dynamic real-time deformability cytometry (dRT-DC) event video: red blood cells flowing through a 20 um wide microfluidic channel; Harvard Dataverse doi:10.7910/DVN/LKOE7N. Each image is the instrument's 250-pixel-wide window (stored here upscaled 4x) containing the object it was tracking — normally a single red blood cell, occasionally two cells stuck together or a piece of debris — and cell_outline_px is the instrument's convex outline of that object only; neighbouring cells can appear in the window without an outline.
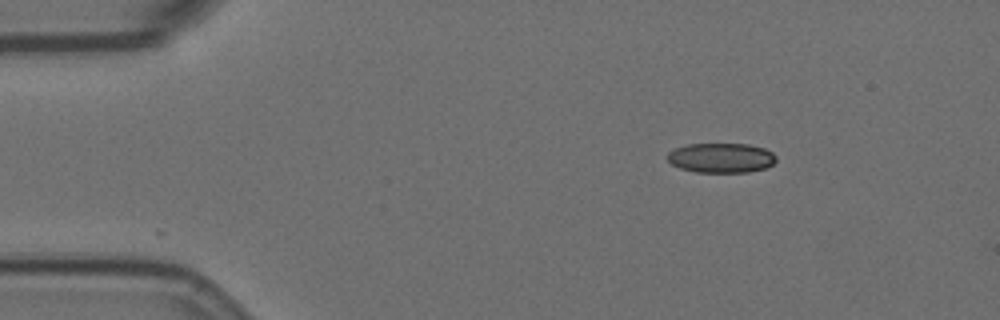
{"species": "Egyptian fruit bat (a non-hibernating species)", "species_latin": "Rousettus aegyptiacus", "temperature_condition": "room temperature", "stored_images_in_passage": 7, "camera_frame_rate_fps": 3000, "um_per_image_px": 0.085, "animal": {"sex": "female"}, "frame": {"image": 1, "passage_image": 1, "time_ms": 0.0, "image_size_px": [1000, 320], "cell_outline_px": [[776, 160], [768, 168], [748, 172], [696, 172], [680, 168], [672, 164], [668, 160], [668, 152], [676, 148], [688, 144], [748, 144], [764, 148], [772, 152], [776, 156]], "centroid_in_image_um": [61.32, 13.42], "position_along_channel_um": 23.7, "area_um2": 18.84}}